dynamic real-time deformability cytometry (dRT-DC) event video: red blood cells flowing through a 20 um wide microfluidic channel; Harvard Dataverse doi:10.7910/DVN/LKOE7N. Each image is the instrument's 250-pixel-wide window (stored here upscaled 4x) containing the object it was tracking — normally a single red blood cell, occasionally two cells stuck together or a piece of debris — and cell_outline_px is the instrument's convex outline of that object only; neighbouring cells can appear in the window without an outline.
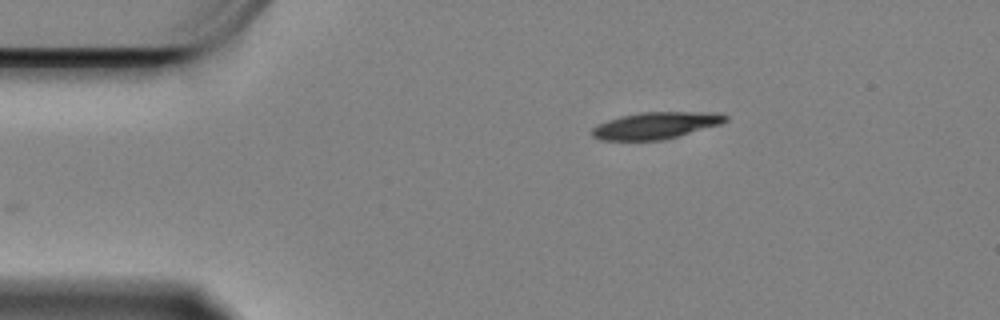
{"species": "Egyptian fruit bat (a non-hibernating species)", "species_latin": "Rousettus aegyptiacus", "temperature_condition": "cold", "stored_images_in_passage": 44, "camera_frame_rate_fps": 3000, "um_per_image_px": 0.085, "animal": {"sex": "female"}, "frame": {"image": 1, "passage_image": 1, "time_ms": 0.0, "image_size_px": [1000, 320], "cell_outline_px": [[728, 120], [720, 124], [664, 140], [600, 140], [592, 136], [592, 128], [596, 124], [620, 116], [640, 112], [716, 112], [728, 116]], "centroid_in_image_um": [55.72, 10.66], "position_along_channel_um": 29.3, "area_um2": 20.87}}
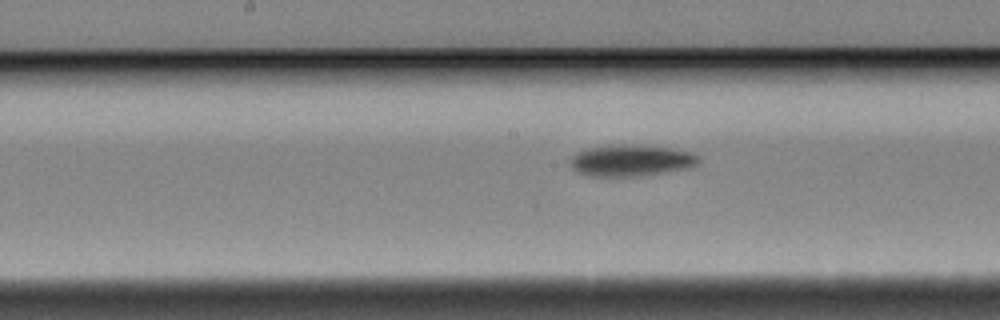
{"frame": {"image": 2, "passage_image": 20, "time_ms": 6.333, "image_size_px": [1000, 320], "cell_outline_px": [[700, 160], [696, 164], [688, 168], [640, 176], [588, 176], [576, 172], [568, 164], [568, 160], [576, 152], [588, 148], [612, 144], [628, 144], [672, 148], [688, 152], [696, 156]], "centroid_in_image_um": [53.54, 13.64], "position_along_channel_um": 194.7, "area_um2": 23.64}}
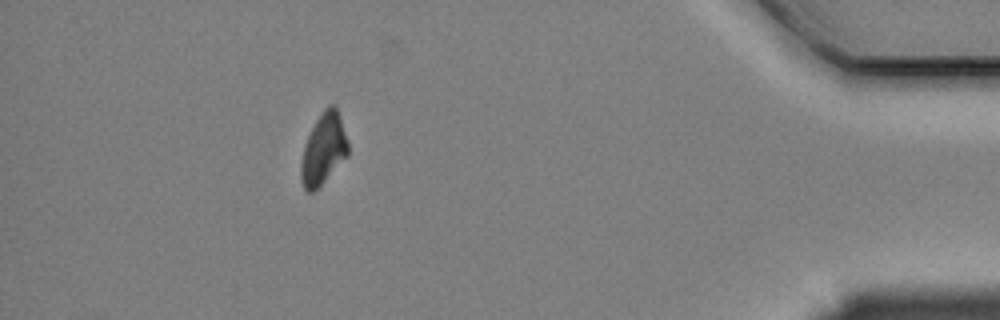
{"frame": {"image": 3, "passage_image": 44, "time_ms": 14.333, "image_size_px": [1000, 320], "cell_outline_px": [[348, 156], [312, 192], [308, 192], [304, 188], [300, 180], [300, 164], [304, 144], [320, 112], [328, 104], [336, 104], [348, 140]], "centroid_in_image_um": [27.49, 12.62], "position_along_channel_um": 407.7, "area_um2": 19.54}, "authors_computed_cell_mechanics": {"area_um2": 21.6461, "velocity_mm_per_s": 3.3389, "shape_relaxation_time_tau1_ms": 2.472, "shape_relaxation_time_tau2_ms": null, "deformation_change_tau1": 0.1289, "deformation_change_tau2": null}}